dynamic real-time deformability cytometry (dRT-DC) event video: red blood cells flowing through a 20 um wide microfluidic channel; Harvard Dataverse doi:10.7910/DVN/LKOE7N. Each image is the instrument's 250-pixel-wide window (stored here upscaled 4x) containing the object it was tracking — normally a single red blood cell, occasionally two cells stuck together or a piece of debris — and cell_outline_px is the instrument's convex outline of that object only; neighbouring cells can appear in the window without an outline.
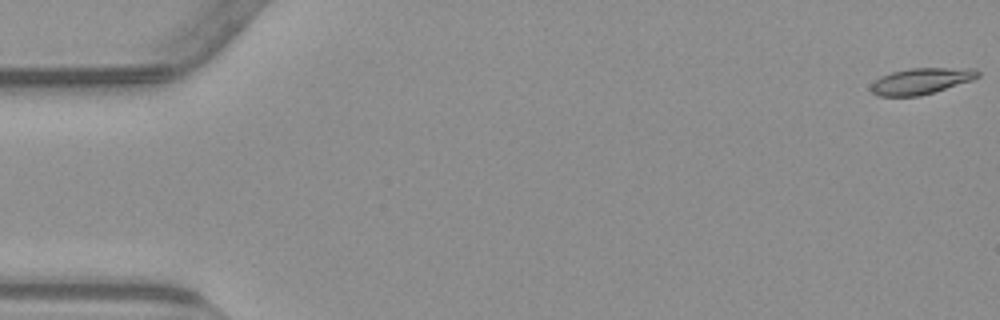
{"species": "common noctule bat (a hibernating species)", "species_latin": "Nyctalus noctula", "temperature_condition": "warm", "stored_images_in_passage": 55, "camera_frame_rate_fps": 3000, "um_per_image_px": 0.085, "animal": {"sex": "male", "body_mass_g": 23.1, "forearm_length_mm": 52.7}, "frame": {"image": 1, "passage_image": 1, "time_ms": 0.0, "image_size_px": [1000, 320], "cell_outline_px": [[980, 76], [972, 80], [920, 96], [876, 96], [868, 88], [880, 76], [892, 72], [912, 68], [976, 68], [980, 72]], "centroid_in_image_um": [78.29, 6.89], "position_along_channel_um": 6.7, "area_um2": 16.3}}
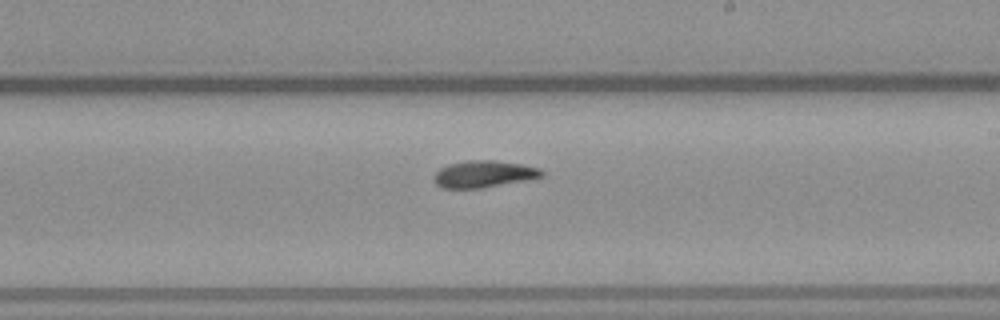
{"frame": {"image": 2, "passage_image": 32, "time_ms": 10.333, "image_size_px": [1000, 320], "cell_outline_px": [[544, 176], [524, 180], [480, 188], [444, 188], [436, 184], [432, 180], [432, 176], [440, 168], [448, 164], [468, 160], [492, 160], [520, 164], [540, 168], [544, 172]], "centroid_in_image_um": [41.07, 14.79], "position_along_channel_um": 247.9, "area_um2": 16.76}}
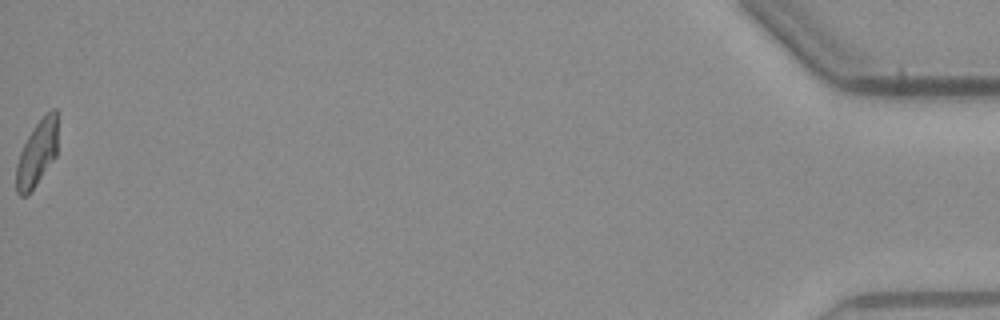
{"frame": {"image": 3, "passage_image": 55, "time_ms": 18.0, "image_size_px": [1000, 320], "cell_outline_px": [[60, 112], [56, 156], [36, 184], [24, 196], [20, 196], [16, 192], [16, 164], [20, 152], [32, 128], [52, 108], [56, 108]], "centroid_in_image_um": [3.2, 12.94], "position_along_channel_um": 432.0, "area_um2": 16.13}, "authors_computed_cell_mechanics": {"area_um2": 16.5886, "velocity_mm_per_s": 3.8205, "shape_relaxation_time_tau1_ms": 3.3289, "shape_relaxation_time_tau2_ms": 3.2486, "deformation_change_tau1": 0.1591, "deformation_change_tau2": 0.1016}}